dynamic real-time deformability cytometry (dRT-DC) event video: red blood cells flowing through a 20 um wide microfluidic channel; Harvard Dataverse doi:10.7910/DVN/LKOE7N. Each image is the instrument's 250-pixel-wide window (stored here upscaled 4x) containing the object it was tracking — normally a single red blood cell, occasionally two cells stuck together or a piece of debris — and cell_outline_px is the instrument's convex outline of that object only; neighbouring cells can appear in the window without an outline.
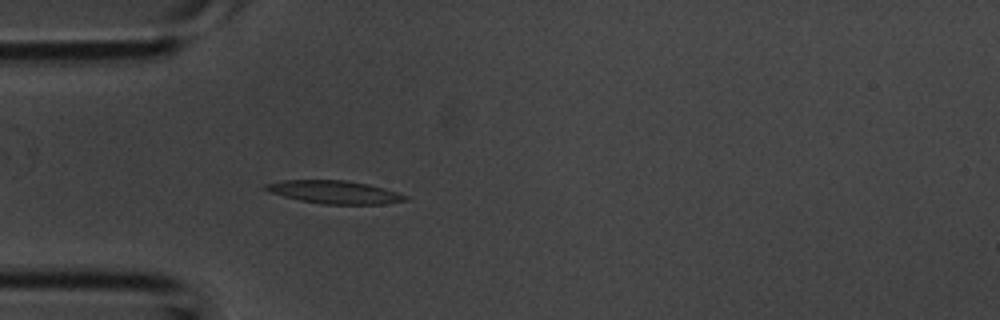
{"species": "common noctule bat (a hibernating species)", "species_latin": "Nyctalus noctula", "temperature_condition": "room temperature", "stored_images_in_passage": 23, "camera_frame_rate_fps": 3000, "um_per_image_px": 0.085, "animal": {"sex": "male", "body_mass_g": 20.1, "forearm_length_mm": 53.5}, "frame": {"image": 1, "passage_image": 4, "time_ms": 1.0, "image_size_px": [1000, 320], "cell_outline_px": [[408, 200], [384, 204], [324, 204], [300, 200], [284, 196], [272, 192], [264, 188], [264, 184], [284, 180], [344, 180], [368, 184], [384, 188], [408, 196]], "centroid_in_image_um": [28.46, 16.33], "position_along_channel_um": 56.5, "area_um2": 18.5}}
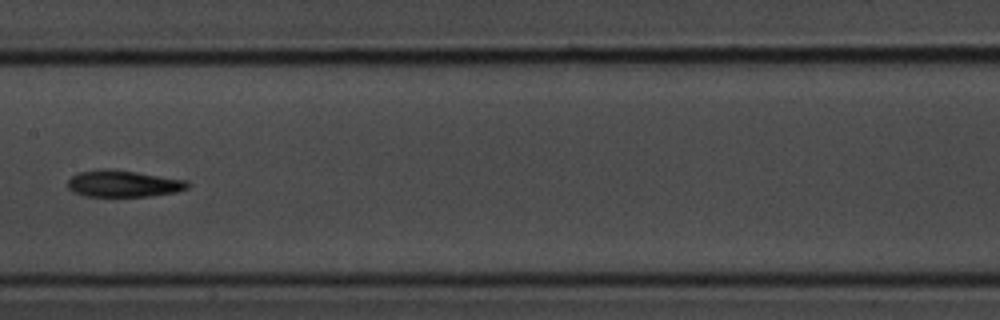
{"frame": {"image": 2, "passage_image": 13, "time_ms": 4.0, "image_size_px": [1000, 320], "cell_outline_px": [[188, 188], [176, 192], [152, 196], [84, 196], [72, 192], [68, 188], [68, 180], [76, 172], [100, 168], [116, 168], [188, 180]], "centroid_in_image_um": [10.46, 15.59], "position_along_channel_um": 196.9, "area_um2": 19.13}}
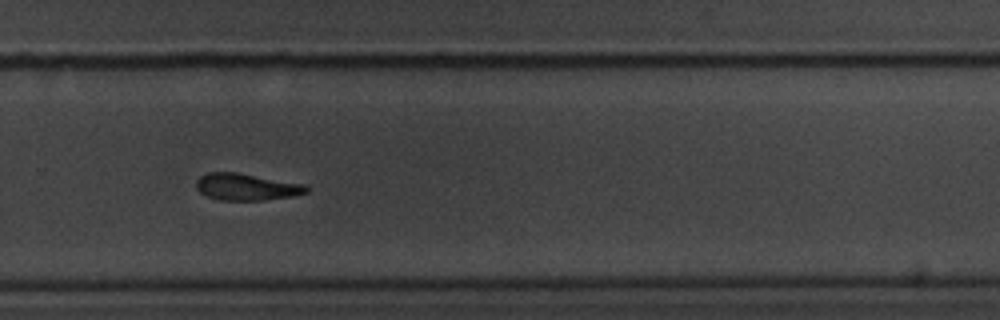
{"frame": {"image": 3, "passage_image": 20, "time_ms": 6.333, "image_size_px": [1000, 320], "cell_outline_px": [[308, 192], [296, 196], [264, 200], [220, 200], [208, 196], [200, 192], [196, 188], [196, 180], [200, 176], [208, 172], [240, 172], [304, 184], [308, 188]], "centroid_in_image_um": [20.96, 15.88], "position_along_channel_um": 308.8, "area_um2": 17.4}}